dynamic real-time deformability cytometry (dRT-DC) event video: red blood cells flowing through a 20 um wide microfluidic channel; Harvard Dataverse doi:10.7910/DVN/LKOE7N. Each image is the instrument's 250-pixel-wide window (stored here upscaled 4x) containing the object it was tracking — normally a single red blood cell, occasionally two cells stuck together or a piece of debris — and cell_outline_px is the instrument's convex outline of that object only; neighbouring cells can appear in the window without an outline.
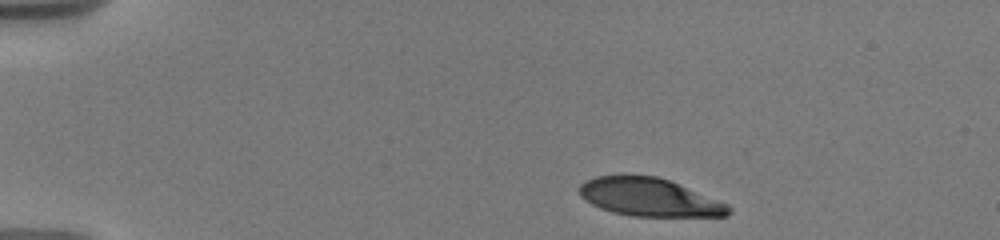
{"species": "human", "species_latin": "Homo sapiens", "temperature_condition": "warm", "stored_images_in_passage": 23, "camera_frame_rate_fps": 3000, "um_per_image_px": 0.085, "donor": {"sex": "male"}, "frame": {"image": 1, "passage_image": 1, "time_ms": 0.0, "image_size_px": [1000, 240], "cell_outline_px": [[732, 212], [728, 216], [632, 216], [612, 212], [600, 208], [584, 200], [580, 196], [576, 188], [584, 180], [596, 176], [620, 172], [628, 172], [656, 176], [668, 180], [728, 204], [732, 208]], "centroid_in_image_um": [55.09, 16.72], "position_along_channel_um": 29.9, "area_um2": 33.99}}
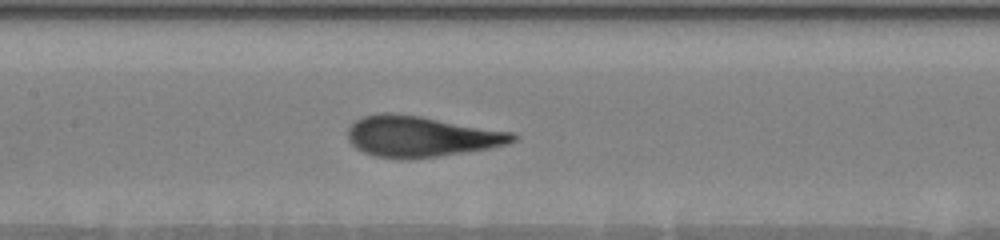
{"frame": {"image": 2, "passage_image": 11, "time_ms": 6.0, "image_size_px": [1000, 240], "cell_outline_px": [[516, 140], [508, 144], [492, 148], [436, 156], [404, 160], [376, 156], [364, 152], [356, 148], [348, 140], [348, 128], [356, 120], [364, 116], [380, 112], [392, 112], [420, 116], [516, 132]], "centroid_in_image_um": [35.8, 11.59], "position_along_channel_um": 171.6, "area_um2": 39.48}}
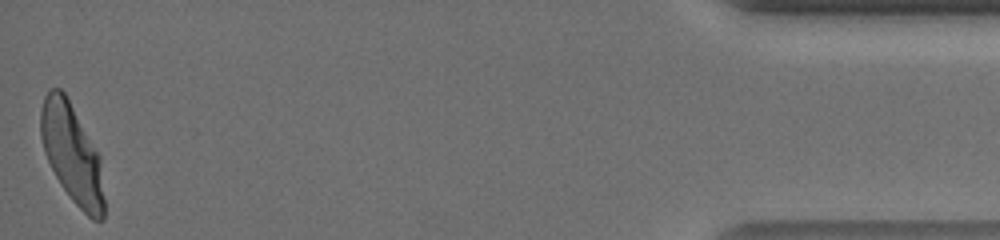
{"frame": {"image": 3, "passage_image": 23, "time_ms": 15.0, "image_size_px": [1000, 240], "cell_outline_px": [[104, 220], [92, 220], [72, 200], [60, 184], [44, 152], [40, 136], [40, 112], [44, 96], [48, 88], [60, 88], [64, 92], [100, 156], [104, 200]], "centroid_in_image_um": [6.1, 13.06], "position_along_channel_um": 429.1, "area_um2": 36.36}, "authors_computed_cell_mechanics": {"area_um2": 37.6278, "velocity_mm_per_s": 3.7074, "shape_relaxation_time_tau1_ms": 4.3634, "shape_relaxation_time_tau2_ms": null, "deformation_change_tau1": 0.2124, "deformation_change_tau2": null}}